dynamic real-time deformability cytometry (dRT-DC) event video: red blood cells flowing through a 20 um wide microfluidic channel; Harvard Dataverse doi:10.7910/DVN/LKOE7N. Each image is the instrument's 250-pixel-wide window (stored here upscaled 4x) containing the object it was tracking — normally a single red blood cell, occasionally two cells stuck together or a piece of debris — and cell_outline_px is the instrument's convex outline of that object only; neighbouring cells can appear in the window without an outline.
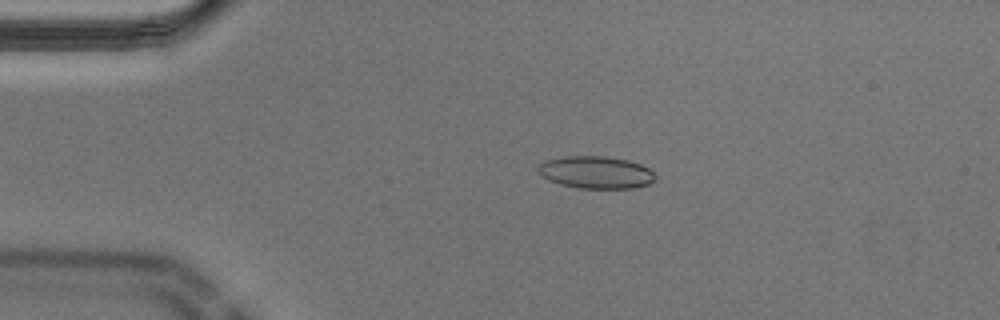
{"species": "Egyptian fruit bat (a non-hibernating species)", "species_latin": "Rousettus aegyptiacus", "temperature_condition": "cold", "stored_images_in_passage": 46, "camera_frame_rate_fps": 3000, "um_per_image_px": 0.085, "animal": {"sex": "male"}, "frame": {"image": 1, "passage_image": 3, "time_ms": 0.667, "image_size_px": [1000, 320], "cell_outline_px": [[656, 180], [648, 184], [632, 188], [580, 188], [560, 184], [548, 180], [536, 168], [544, 160], [560, 156], [604, 156], [628, 160], [640, 164], [648, 168], [656, 176]], "centroid_in_image_um": [50.64, 14.64], "position_along_channel_um": 34.4, "area_um2": 22.08}}
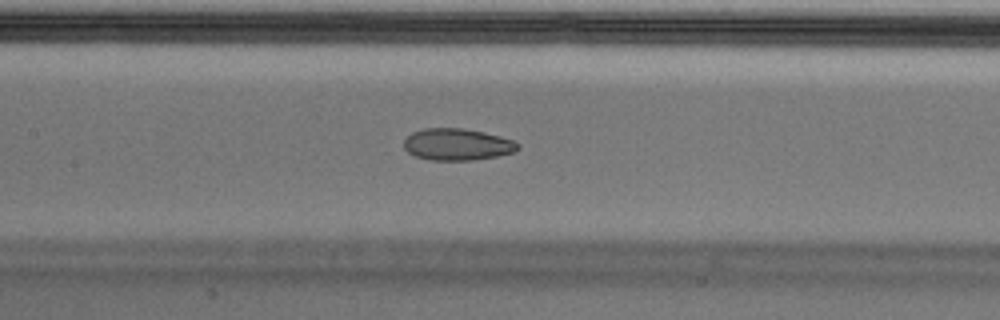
{"frame": {"image": 2, "passage_image": 17, "time_ms": 5.333, "image_size_px": [1000, 320], "cell_outline_px": [[520, 148], [516, 152], [496, 156], [472, 160], [428, 160], [416, 156], [408, 152], [404, 148], [404, 140], [412, 132], [424, 128], [464, 128], [484, 132], [516, 140], [520, 144]], "centroid_in_image_um": [38.9, 12.27], "position_along_channel_um": 168.5, "area_um2": 21.33}}
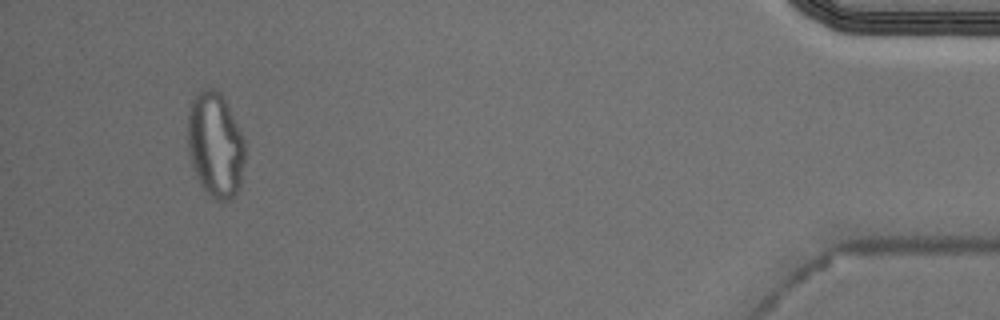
{"frame": {"image": 3, "passage_image": 43, "time_ms": 14.0, "image_size_px": [1000, 320], "cell_outline_px": [[244, 160], [240, 188], [228, 200], [212, 200], [200, 184], [192, 168], [188, 152], [188, 116], [192, 100], [196, 92], [200, 88], [212, 88], [220, 92], [244, 136]], "centroid_in_image_um": [18.29, 12.32], "position_along_channel_um": 416.9, "area_um2": 35.32}, "authors_computed_cell_mechanics": {"area_um2": 22.3397, "velocity_mm_per_s": 3.6638, "shape_relaxation_time_tau1_ms": null, "shape_relaxation_time_tau2_ms": 2.128, "deformation_change_tau1": null, "deformation_change_tau2": 0.0754}}